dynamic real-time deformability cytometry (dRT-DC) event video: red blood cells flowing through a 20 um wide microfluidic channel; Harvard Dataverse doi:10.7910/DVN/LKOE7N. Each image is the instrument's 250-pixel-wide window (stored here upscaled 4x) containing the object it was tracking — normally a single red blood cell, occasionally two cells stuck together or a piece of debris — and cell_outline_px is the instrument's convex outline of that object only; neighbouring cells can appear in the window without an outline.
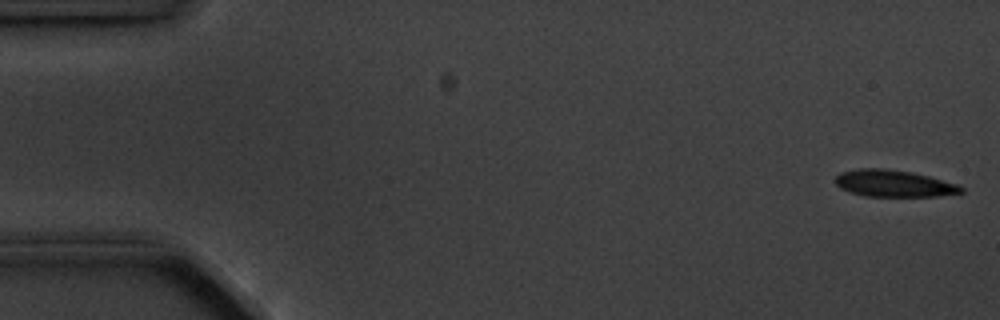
{"species": "common noctule bat (a hibernating species)", "species_latin": "Nyctalus noctula", "temperature_condition": "cold", "stored_images_in_passage": 5, "camera_frame_rate_fps": 3000, "um_per_image_px": 0.085, "animal": {"sex": "male", "body_mass_g": 20.1, "forearm_length_mm": 53.5}, "frame": {"image": 1, "passage_image": 1, "time_ms": 0.0, "image_size_px": [1000, 320], "cell_outline_px": [[964, 192], [936, 196], [864, 196], [848, 192], [840, 188], [836, 184], [836, 176], [840, 172], [856, 168], [884, 168], [912, 172], [960, 184], [964, 188]], "centroid_in_image_um": [75.96, 15.59], "position_along_channel_um": 9.0, "area_um2": 19.83}}
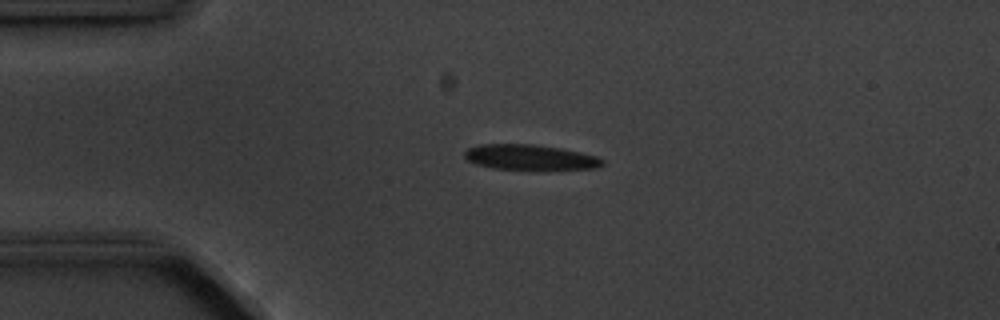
{"frame": {"image": 2, "passage_image": 4, "time_ms": 3.667, "image_size_px": [1000, 320], "cell_outline_px": [[604, 164], [596, 168], [544, 172], [536, 172], [492, 168], [476, 164], [468, 160], [464, 156], [464, 152], [468, 148], [480, 144], [532, 144], [560, 148], [580, 152], [596, 156], [604, 160]], "centroid_in_image_um": [45.1, 13.42], "position_along_channel_um": 39.9, "area_um2": 21.33}}